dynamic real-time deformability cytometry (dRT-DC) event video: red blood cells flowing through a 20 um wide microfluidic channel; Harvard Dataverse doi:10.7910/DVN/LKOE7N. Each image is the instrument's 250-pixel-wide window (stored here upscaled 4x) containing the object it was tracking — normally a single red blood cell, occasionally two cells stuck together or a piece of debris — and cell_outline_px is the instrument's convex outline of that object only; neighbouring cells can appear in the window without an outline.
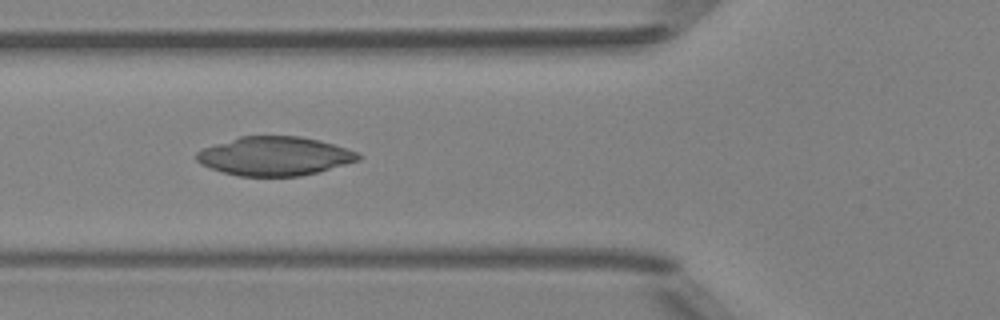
{"species": "Egyptian fruit bat (a non-hibernating species)", "species_latin": "Rousettus aegyptiacus", "temperature_condition": "room temperature", "stored_images_in_passage": 7, "camera_frame_rate_fps": 3000, "um_per_image_px": 0.085, "animal": {"sex": "female"}, "frame": {"image": 1, "passage_image": 5, "time_ms": 5.333, "image_size_px": [1000, 320], "cell_outline_px": [[364, 156], [360, 160], [320, 172], [300, 176], [240, 176], [224, 172], [200, 164], [196, 160], [196, 152], [204, 148], [240, 136], [300, 136], [320, 140], [356, 152]], "centroid_in_image_um": [23.37, 13.27], "position_along_channel_um": 102.4, "area_um2": 36.53}}
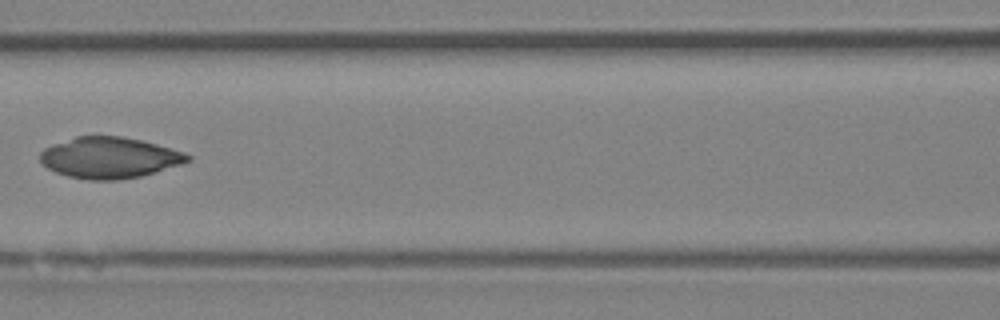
{"frame": {"image": 2, "passage_image": 6, "time_ms": 6.667, "image_size_px": [1000, 320], "cell_outline_px": [[192, 160], [180, 164], [140, 176], [116, 180], [88, 180], [68, 176], [56, 172], [48, 168], [40, 160], [40, 152], [44, 148], [52, 144], [76, 136], [124, 136], [156, 144], [184, 152], [192, 156]], "centroid_in_image_um": [9.28, 13.4], "position_along_channel_um": 157.3, "area_um2": 35.14}}
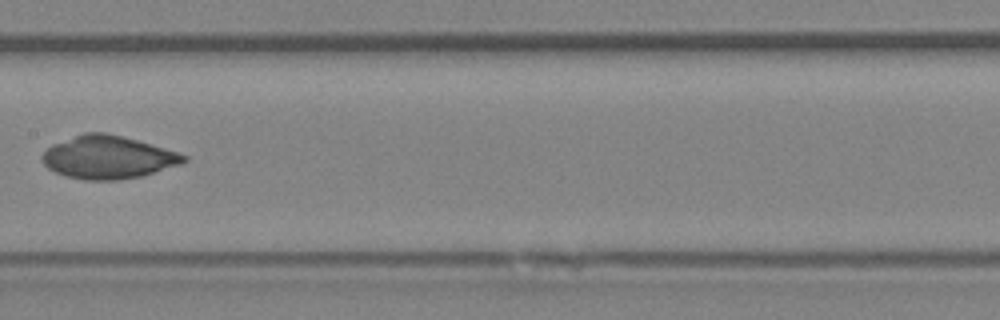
{"frame": {"image": 3, "passage_image": 7, "time_ms": 7.667, "image_size_px": [1000, 320], "cell_outline_px": [[188, 160], [180, 164], [140, 176], [116, 180], [84, 180], [64, 176], [48, 168], [44, 164], [40, 156], [52, 144], [84, 132], [108, 132], [164, 148], [188, 156]], "centroid_in_image_um": [9.14, 13.36], "position_along_channel_um": 198.3, "area_um2": 35.2}}